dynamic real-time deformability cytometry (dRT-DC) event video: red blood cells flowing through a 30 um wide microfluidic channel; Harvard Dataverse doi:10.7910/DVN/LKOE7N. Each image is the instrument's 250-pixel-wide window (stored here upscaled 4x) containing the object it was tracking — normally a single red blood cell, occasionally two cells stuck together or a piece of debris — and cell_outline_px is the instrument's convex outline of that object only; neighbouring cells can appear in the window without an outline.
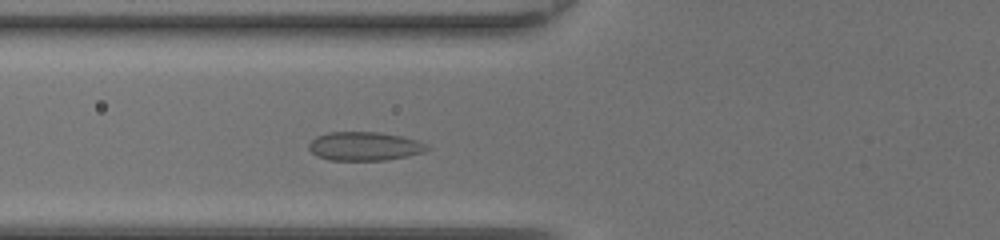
{"species": "common noctule bat (a hibernating species)", "species_latin": "Nyctalus noctula", "temperature_condition": "room temperature", "stored_images_in_passage": 38, "camera_frame_rate_fps": 3000, "um_per_image_px": 0.085, "animal": {"sex": "female", "body_mass_g": 20.0, "forearm_length_mm": 54.0}, "frame": {"image": 1, "passage_image": 10, "time_ms": 3.0, "image_size_px": [1000, 240], "cell_outline_px": [[428, 148], [424, 152], [408, 156], [384, 160], [328, 160], [316, 156], [308, 148], [308, 144], [316, 136], [328, 132], [380, 132], [400, 136], [416, 140], [428, 144]], "centroid_in_image_um": [30.96, 12.43], "position_along_channel_um": 94.8, "area_um2": 19.83}}
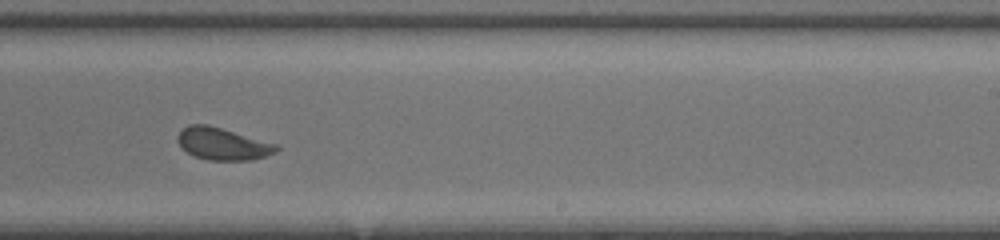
{"frame": {"image": 2, "passage_image": 22, "time_ms": 7.0, "image_size_px": [1000, 240], "cell_outline_px": [[280, 148], [276, 152], [252, 160], [208, 160], [196, 156], [188, 152], [176, 140], [176, 136], [188, 124], [208, 124], [280, 144]], "centroid_in_image_um": [18.98, 12.21], "position_along_channel_um": 270.0, "area_um2": 18.61}}
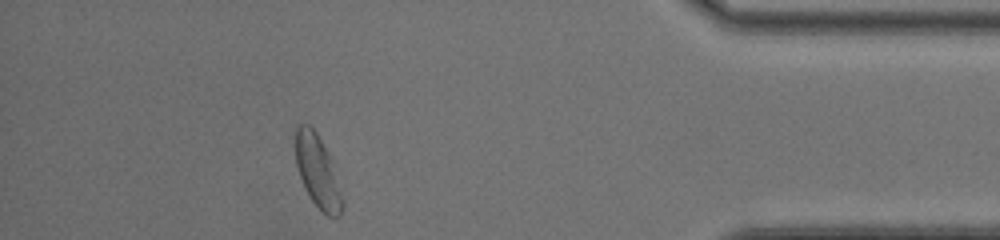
{"frame": {"image": 3, "passage_image": 34, "time_ms": 11.0, "image_size_px": [1000, 240], "cell_outline_px": [[344, 208], [340, 216], [328, 216], [312, 200], [304, 188], [296, 168], [292, 140], [296, 124], [308, 124], [316, 132], [332, 160], [344, 200]], "centroid_in_image_um": [26.95, 14.51], "position_along_channel_um": 408.2, "area_um2": 20.4}, "authors_computed_cell_mechanics": {"area_um2": 18.7561, "velocity_mm_per_s": 4.3831, "shape_relaxation_time_tau1_ms": 3.1289, "shape_relaxation_time_tau2_ms": null, "deformation_change_tau1": 0.0992, "deformation_change_tau2": null}}